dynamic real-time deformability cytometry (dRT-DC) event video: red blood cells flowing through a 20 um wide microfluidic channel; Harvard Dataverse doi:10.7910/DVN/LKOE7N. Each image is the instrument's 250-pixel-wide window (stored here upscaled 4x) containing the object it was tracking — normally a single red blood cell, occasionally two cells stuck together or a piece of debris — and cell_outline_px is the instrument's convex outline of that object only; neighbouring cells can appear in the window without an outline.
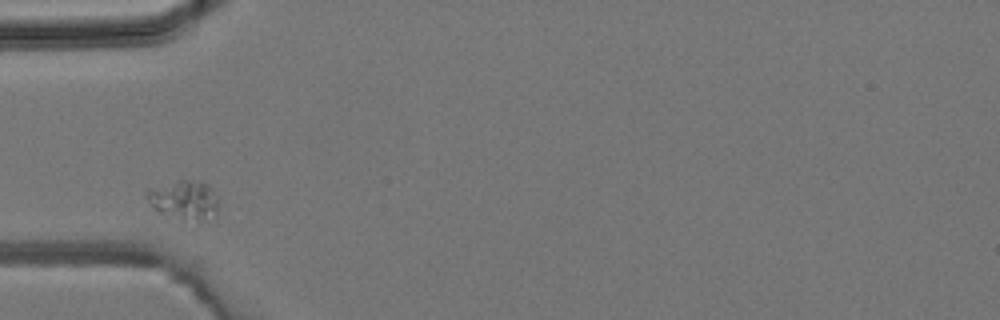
{"species": "common noctule bat (a hibernating species)", "species_latin": "Nyctalus noctula", "temperature_condition": "room temperature", "stored_images_in_passage": 3, "camera_frame_rate_fps": 3000, "um_per_image_px": 0.085, "animal": {"sex": "male", "body_mass_g": 19.2, "forearm_length_mm": 51.8}, "frame": {"image": 1, "passage_image": 1, "time_ms": 0.0, "image_size_px": [1000, 320], "cell_outline_px": [[216, 216], [196, 216], [160, 212], [152, 208], [148, 200], [148, 192], [176, 180], [188, 180], [208, 184], [216, 200]], "centroid_in_image_um": [15.64, 16.9], "position_along_channel_um": 69.4, "area_um2": 14.28}}
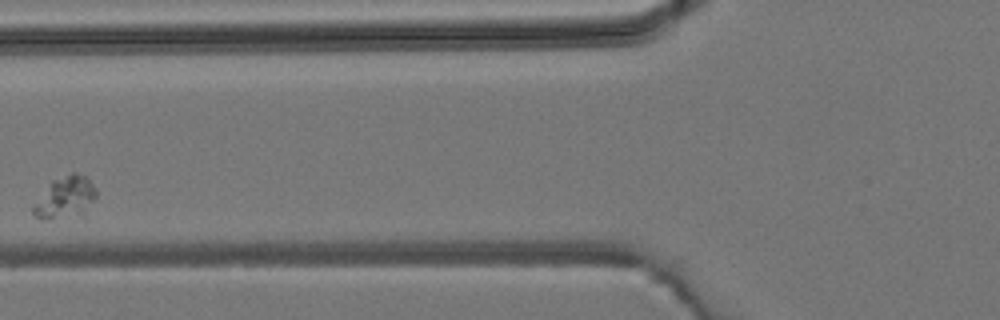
{"frame": {"image": 2, "passage_image": 2, "time_ms": 1.333, "image_size_px": [1000, 320], "cell_outline_px": [[96, 196], [84, 216], [48, 220], [36, 216], [32, 212], [32, 208], [52, 180], [72, 172], [76, 172], [84, 176], [92, 184], [96, 192]], "centroid_in_image_um": [5.58, 16.82], "position_along_channel_um": 120.2, "area_um2": 15.32}}
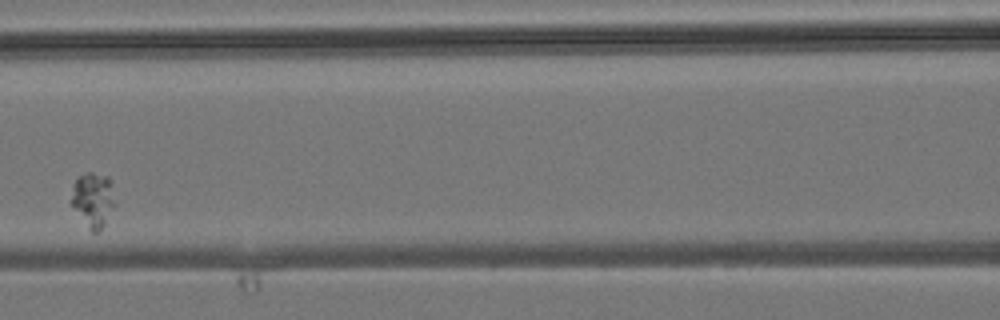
{"frame": {"image": 3, "passage_image": 3, "time_ms": 2.333, "image_size_px": [1000, 320], "cell_outline_px": [[112, 204], [104, 224], [100, 232], [92, 232], [72, 204], [72, 188], [76, 180], [80, 176], [88, 172], [92, 172], [108, 176], [112, 180]], "centroid_in_image_um": [7.9, 16.92], "position_along_channel_um": 158.7, "area_um2": 13.12}}